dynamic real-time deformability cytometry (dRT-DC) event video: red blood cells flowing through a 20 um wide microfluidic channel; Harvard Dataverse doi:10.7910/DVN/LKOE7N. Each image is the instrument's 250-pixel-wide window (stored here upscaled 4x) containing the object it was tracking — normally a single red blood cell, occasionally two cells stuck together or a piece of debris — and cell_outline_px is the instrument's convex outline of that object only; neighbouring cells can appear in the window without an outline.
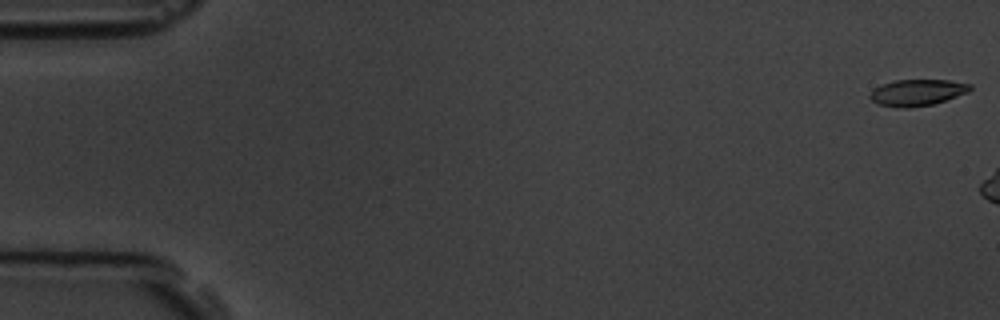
{"species": "common noctule bat (a hibernating species)", "species_latin": "Nyctalus noctula", "temperature_condition": "room temperature", "stored_images_in_passage": 3, "camera_frame_rate_fps": 3000, "um_per_image_px": 0.085, "animal": {"sex": "male", "body_mass_g": 19.5, "forearm_length_mm": 54.6}, "frame": {"image": 1, "passage_image": 1, "time_ms": 0.0, "image_size_px": [1000, 320], "cell_outline_px": [[972, 88], [968, 92], [932, 104], [908, 108], [896, 108], [880, 104], [872, 100], [868, 96], [880, 84], [896, 80], [948, 80], [972, 84]], "centroid_in_image_um": [77.96, 7.86], "position_along_channel_um": 7.0, "area_um2": 15.26}}